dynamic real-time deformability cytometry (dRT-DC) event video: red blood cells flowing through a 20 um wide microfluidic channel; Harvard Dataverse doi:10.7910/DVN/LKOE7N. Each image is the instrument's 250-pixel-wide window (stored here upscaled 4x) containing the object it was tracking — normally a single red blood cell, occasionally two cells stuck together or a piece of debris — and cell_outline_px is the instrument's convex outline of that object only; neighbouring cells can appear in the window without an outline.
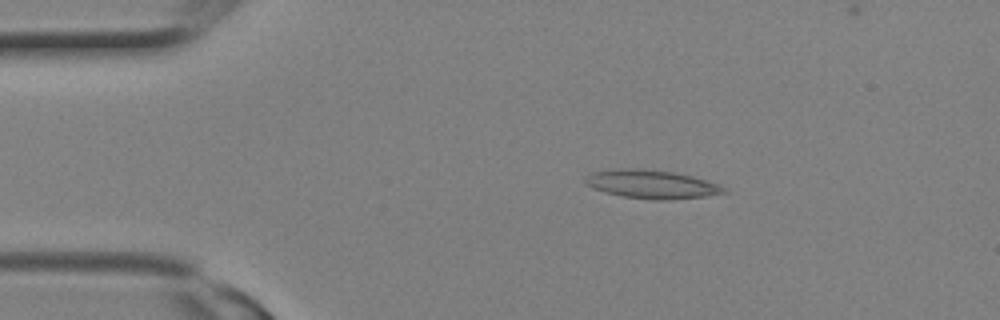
{"species": "Egyptian fruit bat (a non-hibernating species)", "species_latin": "Rousettus aegyptiacus", "temperature_condition": "room temperature", "stored_images_in_passage": 3, "camera_frame_rate_fps": 3000, "um_per_image_px": 0.085, "animal": {"sex": "female"}, "frame": {"image": 1, "passage_image": 2, "time_ms": 0.333, "image_size_px": [1000, 320], "cell_outline_px": [[728, 192], [704, 196], [668, 200], [652, 200], [620, 196], [584, 184], [584, 176], [588, 172], [616, 168], [644, 168], [676, 172], [692, 176], [716, 184], [724, 188]], "centroid_in_image_um": [55.31, 15.64], "position_along_channel_um": 29.7, "area_um2": 23.18}}